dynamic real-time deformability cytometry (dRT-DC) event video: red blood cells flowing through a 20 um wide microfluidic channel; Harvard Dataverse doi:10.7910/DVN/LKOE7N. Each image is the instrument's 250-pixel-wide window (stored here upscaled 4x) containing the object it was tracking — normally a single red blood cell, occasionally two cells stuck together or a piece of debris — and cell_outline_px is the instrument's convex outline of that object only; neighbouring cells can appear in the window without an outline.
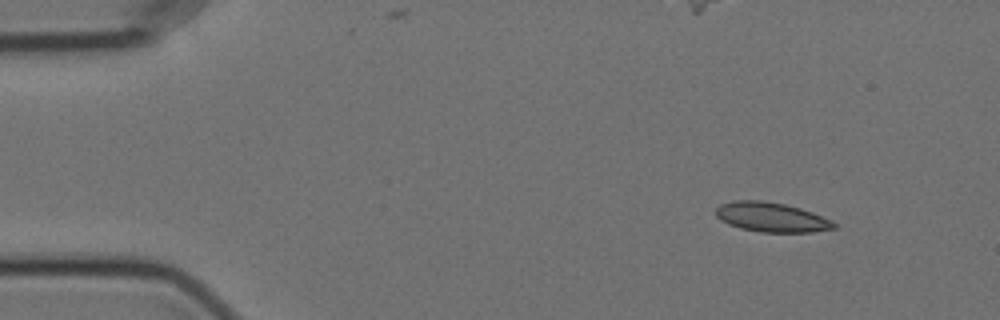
{"species": "Egyptian fruit bat (a non-hibernating species)", "species_latin": "Rousettus aegyptiacus", "temperature_condition": "cold", "stored_images_in_passage": 15, "camera_frame_rate_fps": 3000, "um_per_image_px": 0.085, "animal": {"sex": "female"}, "frame": {"image": 1, "passage_image": 1, "time_ms": 0.0, "image_size_px": [1000, 320], "cell_outline_px": [[836, 228], [812, 232], [760, 232], [740, 228], [728, 224], [720, 220], [716, 216], [716, 208], [720, 204], [732, 200], [760, 200], [784, 204], [800, 208], [812, 212], [832, 220], [836, 224]], "centroid_in_image_um": [65.55, 18.46], "position_along_channel_um": 19.4, "area_um2": 20.4}}
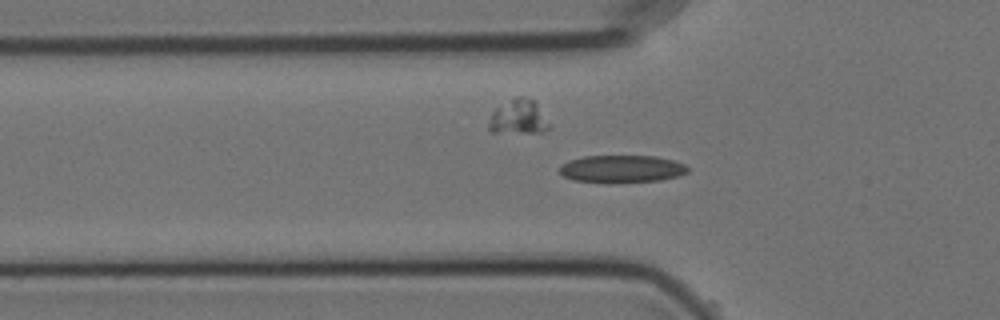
{"frame": {"image": 2, "passage_image": 13, "time_ms": 4.0, "image_size_px": [1000, 320], "cell_outline_px": [[688, 172], [680, 176], [660, 180], [572, 180], [564, 176], [560, 172], [560, 164], [568, 160], [584, 156], [656, 156], [672, 160], [684, 164], [688, 168]], "centroid_in_image_um": [52.86, 14.3], "position_along_channel_um": 72.9, "area_um2": 19.65}}